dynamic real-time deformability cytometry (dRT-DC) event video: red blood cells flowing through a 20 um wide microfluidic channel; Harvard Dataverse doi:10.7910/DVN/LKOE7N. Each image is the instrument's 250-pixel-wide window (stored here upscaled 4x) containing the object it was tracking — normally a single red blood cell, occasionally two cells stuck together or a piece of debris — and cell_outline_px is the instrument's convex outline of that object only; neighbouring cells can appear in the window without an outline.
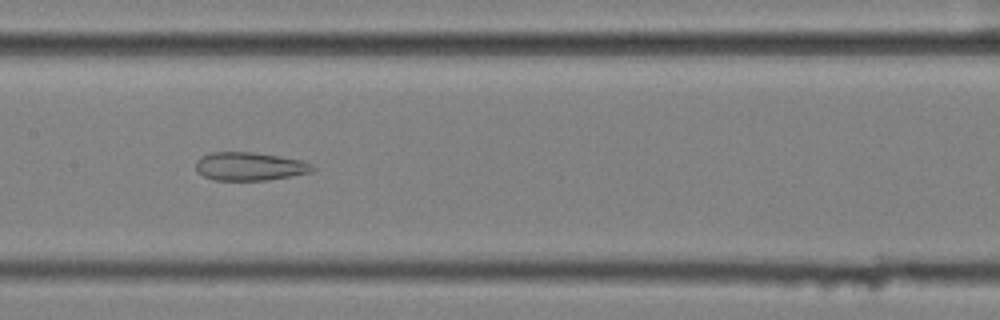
{"species": "common noctule bat (a hibernating species)", "species_latin": "Nyctalus noctula", "temperature_condition": "cold", "stored_images_in_passage": 58, "camera_frame_rate_fps": 3000, "um_per_image_px": 0.085, "animal": {"sex": "female", "body_mass_g": 25.1}, "frame": {"image": 1, "passage_image": 29, "time_ms": 9.333, "image_size_px": [1000, 320], "cell_outline_px": [[316, 168], [312, 172], [268, 180], [212, 180], [196, 172], [196, 160], [200, 156], [212, 152], [252, 152], [304, 160], [312, 164]], "centroid_in_image_um": [21.21, 14.14], "position_along_channel_um": 186.2, "area_um2": 19.42}}
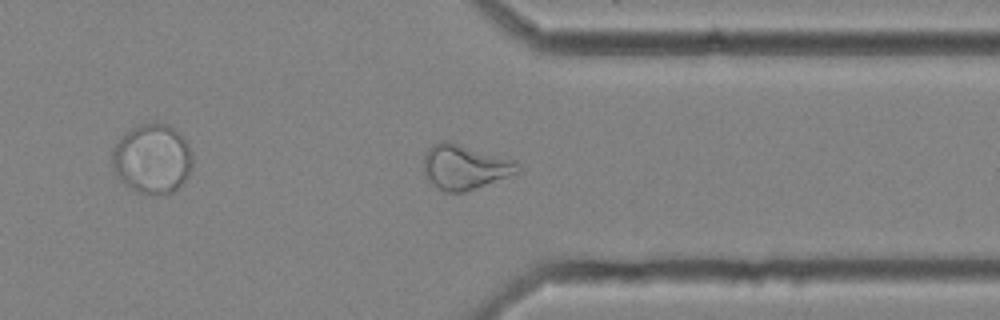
{"frame": {"image": 2, "passage_image": 45, "time_ms": 14.667, "image_size_px": [1000, 320], "cell_outline_px": [[520, 172], [464, 192], [444, 192], [424, 172], [424, 156], [428, 148], [432, 144], [440, 140], [448, 140], [516, 160], [520, 168]], "centroid_in_image_um": [39.53, 14.15], "position_along_channel_um": 371.9, "area_um2": 24.33}}
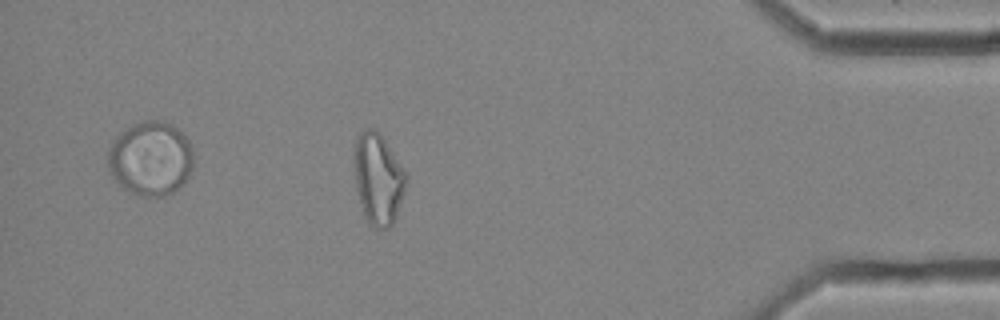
{"frame": {"image": 3, "passage_image": 51, "time_ms": 16.667, "image_size_px": [1000, 320], "cell_outline_px": [[408, 180], [396, 216], [392, 224], [388, 228], [380, 228], [368, 224], [364, 216], [360, 204], [356, 188], [356, 136], [360, 132], [368, 128], [376, 128], [380, 132], [408, 176]], "centroid_in_image_um": [32.17, 15.2], "position_along_channel_um": 403.0, "area_um2": 27.22}, "authors_computed_cell_mechanics": {"area_um2": 27.0793, "velocity_mm_per_s": 3.4953, "shape_relaxation_time_tau1_ms": null, "shape_relaxation_time_tau2_ms": 2.7151, "deformation_change_tau1": null, "deformation_change_tau2": 0.1235}}